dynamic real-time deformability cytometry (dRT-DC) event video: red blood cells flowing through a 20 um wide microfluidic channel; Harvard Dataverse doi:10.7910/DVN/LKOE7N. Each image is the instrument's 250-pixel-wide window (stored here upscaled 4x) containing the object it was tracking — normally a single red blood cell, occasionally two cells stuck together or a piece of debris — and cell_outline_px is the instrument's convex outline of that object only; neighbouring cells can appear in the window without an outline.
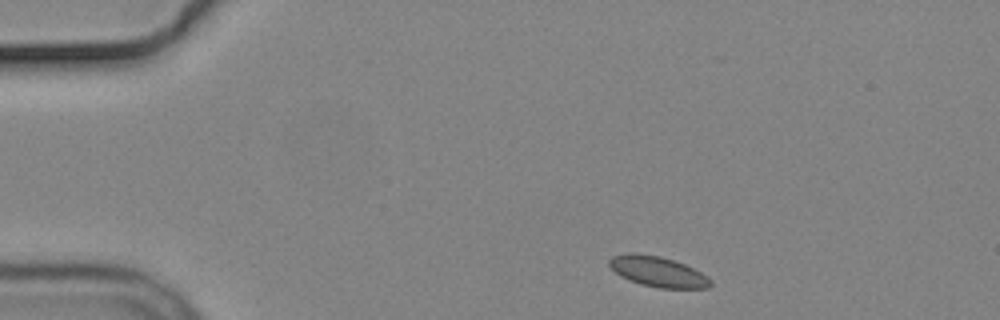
{"species": "common noctule bat (a hibernating species)", "species_latin": "Nyctalus noctula", "temperature_condition": "cold", "stored_images_in_passage": 3, "camera_frame_rate_fps": 3000, "um_per_image_px": 0.085, "animal": {"sex": "male", "body_mass_g": 19.2, "forearm_length_mm": 51.8}, "frame": {"image": 1, "passage_image": 1, "time_ms": 0.0, "image_size_px": [1000, 320], "cell_outline_px": [[712, 284], [708, 288], [660, 288], [640, 284], [616, 272], [608, 264], [608, 260], [612, 256], [628, 252], [636, 252], [660, 256], [684, 264], [700, 272], [712, 280]], "centroid_in_image_um": [55.92, 23.07], "position_along_channel_um": 29.1, "area_um2": 17.74}}